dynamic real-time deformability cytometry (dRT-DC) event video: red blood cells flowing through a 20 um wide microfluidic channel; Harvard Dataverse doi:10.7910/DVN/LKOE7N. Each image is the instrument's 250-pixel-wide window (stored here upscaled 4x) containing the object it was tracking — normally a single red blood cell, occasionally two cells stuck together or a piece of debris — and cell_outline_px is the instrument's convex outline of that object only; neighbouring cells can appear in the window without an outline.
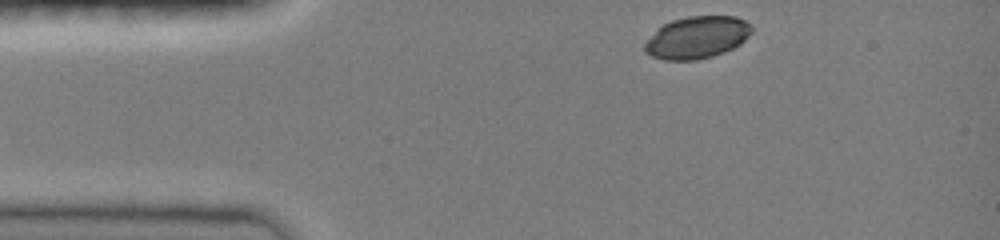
{"species": "common noctule bat (a hibernating species)", "species_latin": "Nyctalus noctula", "temperature_condition": "room temperature", "stored_images_in_passage": 13, "camera_frame_rate_fps": 3000, "um_per_image_px": 0.085, "animal": {"sex": "female", "body_mass_g": 19.0, "forearm_length_mm": 51.5}, "frame": {"image": 1, "passage_image": 1, "time_ms": 0.0, "image_size_px": [1000, 240], "cell_outline_px": [[752, 32], [740, 44], [724, 52], [712, 56], [696, 60], [664, 60], [652, 56], [644, 52], [644, 44], [656, 28], [672, 20], [688, 16], [736, 16], [752, 24]], "centroid_in_image_um": [59.24, 3.17], "position_along_channel_um": 25.8, "area_um2": 26.41}}
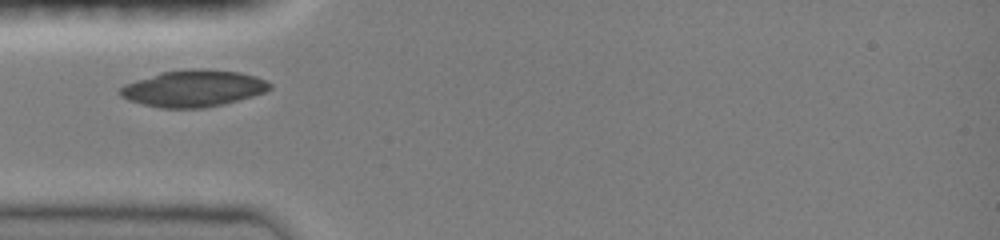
{"frame": {"image": 2, "passage_image": 8, "time_ms": 2.333, "image_size_px": [1000, 240], "cell_outline_px": [[272, 88], [264, 92], [252, 96], [224, 104], [204, 108], [160, 108], [128, 100], [120, 96], [120, 88], [124, 84], [160, 72], [192, 68], [204, 68], [240, 72], [256, 76], [272, 84]], "centroid_in_image_um": [16.44, 7.51], "position_along_channel_um": 68.6, "area_um2": 32.08}}
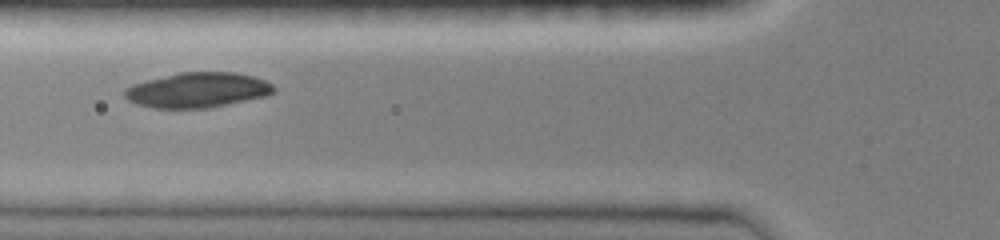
{"frame": {"image": 3, "passage_image": 11, "time_ms": 3.333, "image_size_px": [1000, 240], "cell_outline_px": [[276, 92], [264, 96], [228, 104], [208, 108], [152, 108], [136, 104], [128, 100], [124, 96], [124, 88], [132, 84], [144, 80], [180, 72], [236, 72], [252, 76], [264, 80], [272, 84], [276, 88]], "centroid_in_image_um": [16.76, 7.65], "position_along_channel_um": 109.0, "area_um2": 30.63}}